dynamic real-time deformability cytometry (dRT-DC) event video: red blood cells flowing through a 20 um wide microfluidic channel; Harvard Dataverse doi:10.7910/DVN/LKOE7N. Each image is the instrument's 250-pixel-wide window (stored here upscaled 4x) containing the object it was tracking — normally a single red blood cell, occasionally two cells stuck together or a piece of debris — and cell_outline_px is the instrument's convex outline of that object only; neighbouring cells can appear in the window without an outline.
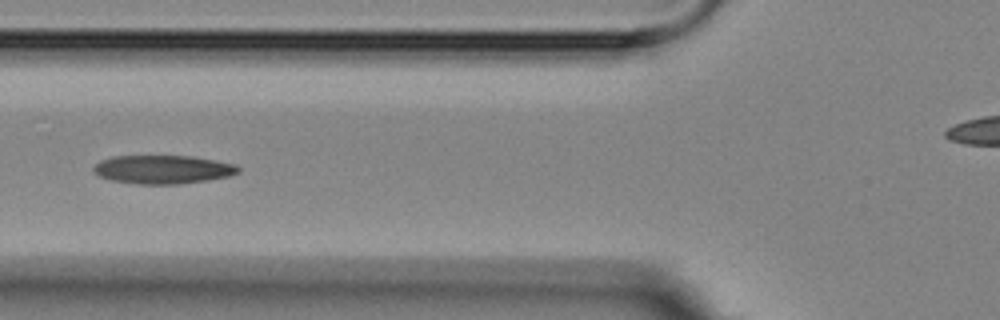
{"species": "Egyptian fruit bat (a non-hibernating species)", "species_latin": "Rousettus aegyptiacus", "temperature_condition": "room temperature", "stored_images_in_passage": 5, "segment_of_instrument_passage": [1, 2], "camera_frame_rate_fps": 3000, "um_per_image_px": 0.085, "animal": {"sex": "female"}, "frame": {"image": 1, "passage_image": 3, "time_ms": 2.333, "image_size_px": [1000, 320], "cell_outline_px": [[240, 172], [228, 176], [180, 184], [140, 184], [112, 180], [100, 176], [92, 172], [92, 168], [100, 160], [112, 156], [196, 156], [236, 164], [240, 168]], "centroid_in_image_um": [13.84, 14.39], "position_along_channel_um": 112.0, "area_um2": 24.1}}
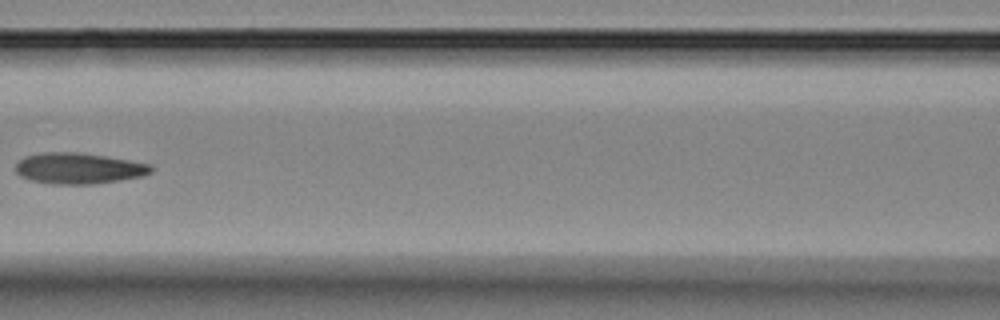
{"frame": {"image": 2, "passage_image": 4, "time_ms": 3.667, "image_size_px": [1000, 320], "cell_outline_px": [[152, 172], [140, 176], [120, 180], [92, 184], [52, 184], [28, 180], [20, 176], [16, 172], [16, 164], [24, 156], [40, 152], [80, 152], [152, 164]], "centroid_in_image_um": [6.64, 14.3], "position_along_channel_um": 160.0, "area_um2": 24.51}}